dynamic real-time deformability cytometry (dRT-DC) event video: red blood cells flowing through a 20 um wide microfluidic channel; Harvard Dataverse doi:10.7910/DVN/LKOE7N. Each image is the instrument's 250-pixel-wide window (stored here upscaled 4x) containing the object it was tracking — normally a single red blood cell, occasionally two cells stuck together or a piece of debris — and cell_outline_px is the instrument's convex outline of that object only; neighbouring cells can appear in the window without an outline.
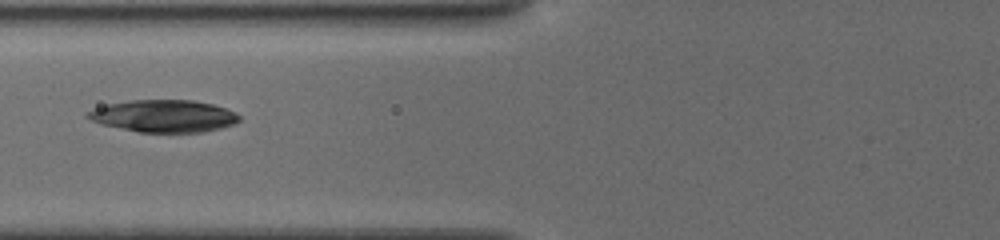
{"species": "common noctule bat (a hibernating species)", "species_latin": "Nyctalus noctula", "temperature_condition": "cold", "stored_images_in_passage": 24, "camera_frame_rate_fps": 3000, "um_per_image_px": 0.085, "animal": {"sex": "female", "body_mass_g": 19.5, "forearm_length_mm": 54.1}, "frame": {"image": 1, "passage_image": 8, "time_ms": 3.0, "image_size_px": [1000, 240], "cell_outline_px": [[240, 120], [232, 124], [220, 128], [204, 132], [136, 132], [104, 124], [92, 120], [84, 116], [88, 112], [96, 108], [108, 104], [132, 100], [192, 100], [212, 104], [236, 112], [240, 116]], "centroid_in_image_um": [13.94, 9.86], "position_along_channel_um": 111.9, "area_um2": 28.21}}
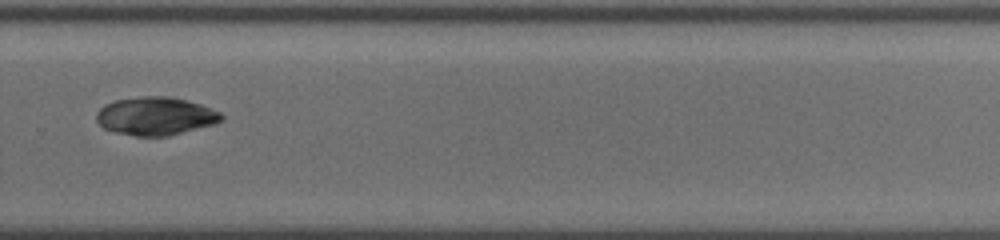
{"frame": {"image": 2, "passage_image": 21, "time_ms": 8.333, "image_size_px": [1000, 240], "cell_outline_px": [[224, 116], [216, 124], [168, 136], [136, 136], [116, 132], [104, 128], [96, 120], [96, 112], [104, 104], [116, 100], [140, 96], [164, 96], [184, 100], [200, 104], [220, 112]], "centroid_in_image_um": [13.21, 9.87], "position_along_channel_um": 316.6, "area_um2": 27.69}}